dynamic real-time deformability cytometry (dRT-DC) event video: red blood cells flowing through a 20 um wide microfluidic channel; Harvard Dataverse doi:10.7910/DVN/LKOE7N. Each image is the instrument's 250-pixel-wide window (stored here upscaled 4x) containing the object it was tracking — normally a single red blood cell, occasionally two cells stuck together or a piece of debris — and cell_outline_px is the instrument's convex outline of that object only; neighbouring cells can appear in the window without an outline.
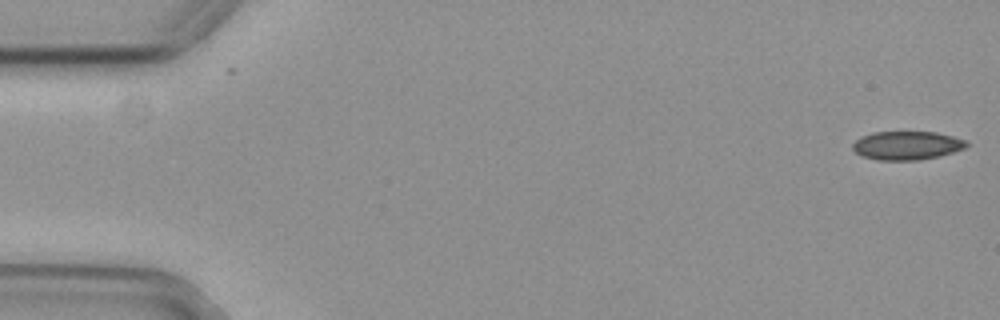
{"species": "common noctule bat (a hibernating species)", "species_latin": "Nyctalus noctula", "temperature_condition": "cold", "stored_images_in_passage": 9, "camera_frame_rate_fps": 3000, "um_per_image_px": 0.085, "animal": {"sex": "female", "body_mass_g": 29.2, "forearm_length_mm": 56.3}, "frame": {"image": 1, "passage_image": 1, "time_ms": 0.0, "image_size_px": [1000, 320], "cell_outline_px": [[968, 144], [964, 148], [940, 156], [920, 160], [876, 160], [860, 156], [852, 148], [852, 144], [860, 136], [872, 132], [936, 132], [968, 140]], "centroid_in_image_um": [77.06, 12.36], "position_along_channel_um": 7.9, "area_um2": 19.13}}